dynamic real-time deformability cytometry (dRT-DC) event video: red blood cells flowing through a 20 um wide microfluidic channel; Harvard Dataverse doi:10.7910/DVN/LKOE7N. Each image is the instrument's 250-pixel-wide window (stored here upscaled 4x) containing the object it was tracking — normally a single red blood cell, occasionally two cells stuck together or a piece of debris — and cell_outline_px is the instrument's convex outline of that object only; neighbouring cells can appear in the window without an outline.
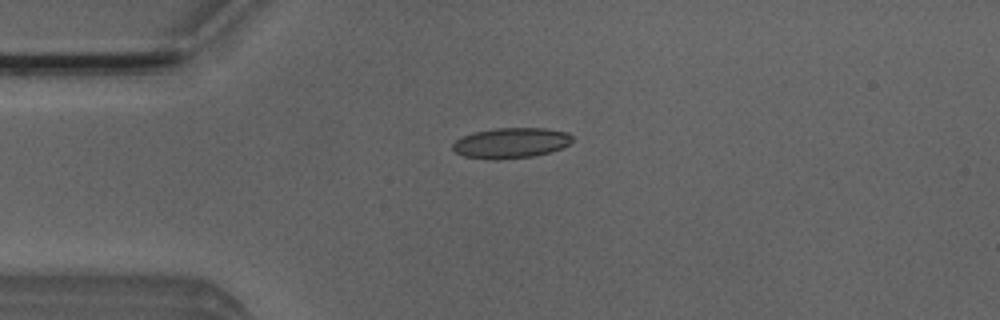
{"species": "Egyptian fruit bat (a non-hibernating species)", "species_latin": "Rousettus aegyptiacus", "temperature_condition": "room temperature", "stored_images_in_passage": 2, "camera_frame_rate_fps": 3000, "um_per_image_px": 0.085, "animal": {"sex": "male"}, "frame": {"image": 1, "passage_image": 1, "time_ms": 0.0, "image_size_px": [1000, 320], "cell_outline_px": [[572, 140], [568, 144], [560, 148], [548, 152], [532, 156], [500, 160], [488, 160], [464, 156], [456, 152], [452, 148], [452, 144], [456, 140], [464, 136], [476, 132], [496, 128], [544, 128], [568, 132], [572, 136]], "centroid_in_image_um": [43.41, 12.16], "position_along_channel_um": 41.6, "area_um2": 21.1}}